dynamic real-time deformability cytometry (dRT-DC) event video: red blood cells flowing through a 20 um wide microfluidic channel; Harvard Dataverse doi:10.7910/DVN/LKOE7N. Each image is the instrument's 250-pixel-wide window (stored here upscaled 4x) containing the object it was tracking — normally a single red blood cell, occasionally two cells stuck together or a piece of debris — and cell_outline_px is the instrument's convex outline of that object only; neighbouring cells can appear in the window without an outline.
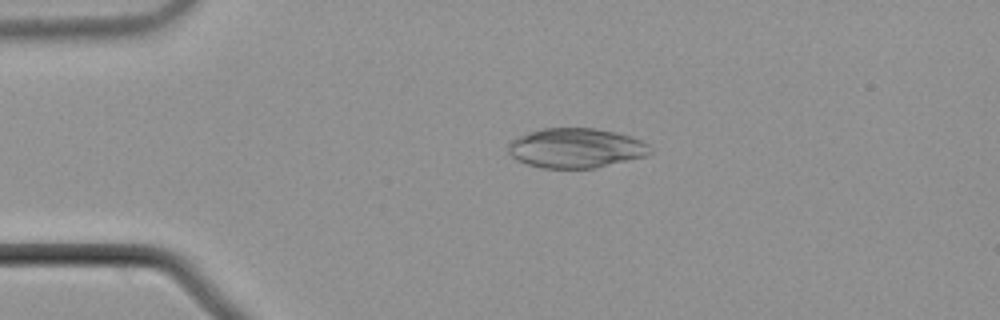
{"species": "common noctule bat (a hibernating species)", "species_latin": "Nyctalus noctula", "temperature_condition": "cold", "stored_images_in_passage": 44, "camera_frame_rate_fps": 3000, "um_per_image_px": 0.085, "animal": {"sex": "male", "body_mass_g": 21.5, "forearm_length_mm": 52.0}, "frame": {"image": 1, "passage_image": 1, "time_ms": 0.0, "image_size_px": [1000, 320], "cell_outline_px": [[652, 152], [644, 156], [596, 168], [540, 168], [516, 160], [508, 152], [508, 144], [512, 140], [528, 132], [544, 128], [596, 128], [616, 132], [632, 136], [648, 144]], "centroid_in_image_um": [48.94, 12.58], "position_along_channel_um": 36.1, "area_um2": 32.83}}
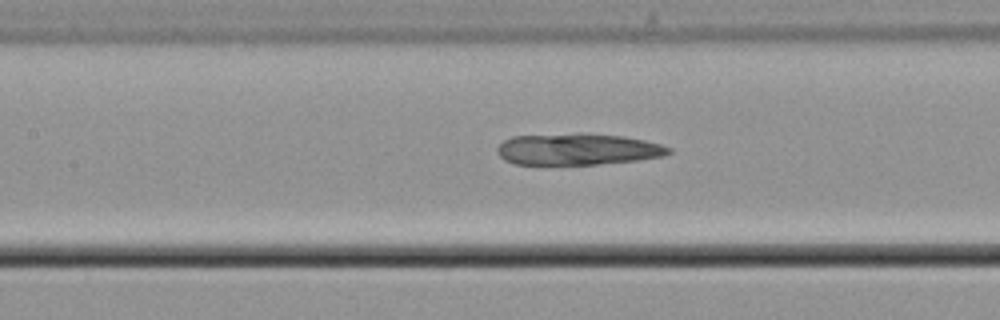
{"frame": {"image": 2, "passage_image": 14, "time_ms": 4.333, "image_size_px": [1000, 320], "cell_outline_px": [[672, 152], [664, 156], [636, 160], [596, 164], [516, 164], [504, 160], [496, 152], [496, 148], [504, 140], [512, 136], [580, 132], [584, 132], [624, 136], [644, 140], [660, 144], [672, 148]], "centroid_in_image_um": [49.09, 12.66], "position_along_channel_um": 158.3, "area_um2": 31.85}}
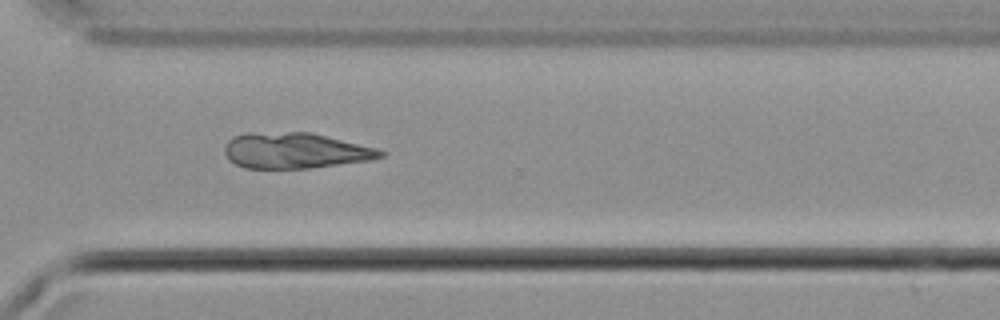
{"frame": {"image": 3, "passage_image": 29, "time_ms": 9.333, "image_size_px": [1000, 320], "cell_outline_px": [[388, 152], [384, 156], [368, 160], [308, 168], [244, 168], [228, 160], [224, 152], [224, 148], [228, 140], [232, 136], [248, 132], [312, 132], [376, 148]], "centroid_in_image_um": [25.05, 12.79], "position_along_channel_um": 345.5, "area_um2": 32.54}}